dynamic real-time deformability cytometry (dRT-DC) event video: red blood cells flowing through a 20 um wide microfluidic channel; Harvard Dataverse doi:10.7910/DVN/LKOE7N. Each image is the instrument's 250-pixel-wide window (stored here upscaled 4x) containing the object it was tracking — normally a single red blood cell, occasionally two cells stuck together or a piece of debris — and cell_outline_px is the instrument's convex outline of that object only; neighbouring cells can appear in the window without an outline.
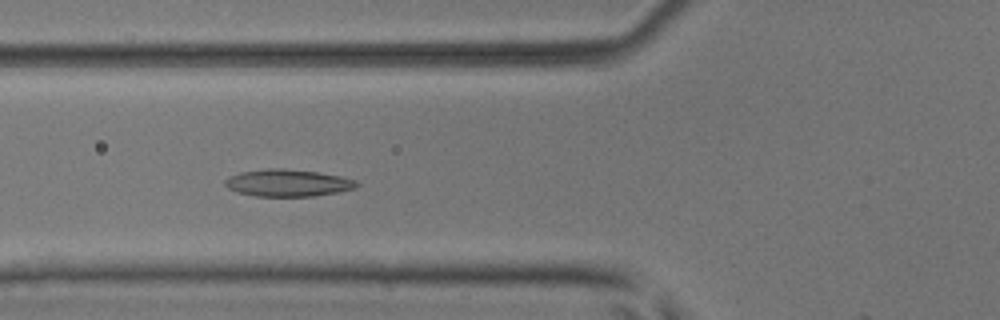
{"species": "common noctule bat (a hibernating species)", "species_latin": "Nyctalus noctula", "temperature_condition": "room temperature", "stored_images_in_passage": 4, "camera_frame_rate_fps": 3000, "um_per_image_px": 0.085, "animal": {"sex": "male", "body_mass_g": 17.9, "forearm_length_mm": 54.2}, "frame": {"image": 1, "passage_image": 4, "time_ms": 1.0, "image_size_px": [1000, 320], "cell_outline_px": [[360, 184], [356, 188], [336, 192], [312, 196], [256, 196], [240, 192], [228, 188], [224, 184], [224, 180], [228, 176], [240, 172], [268, 168], [284, 168], [316, 172], [340, 176], [356, 180]], "centroid_in_image_um": [24.45, 15.54], "position_along_channel_um": 101.3, "area_um2": 20.69}}